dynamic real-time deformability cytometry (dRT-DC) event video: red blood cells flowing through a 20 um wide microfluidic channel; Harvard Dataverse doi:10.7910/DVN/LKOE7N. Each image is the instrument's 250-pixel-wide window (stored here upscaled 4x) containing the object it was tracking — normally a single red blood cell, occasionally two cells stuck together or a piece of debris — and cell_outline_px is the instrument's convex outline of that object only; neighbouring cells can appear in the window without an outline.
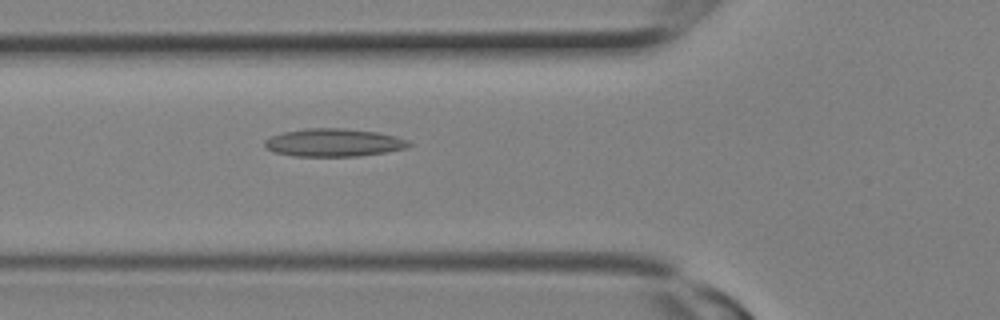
{"species": "Egyptian fruit bat (a non-hibernating species)", "species_latin": "Rousettus aegyptiacus", "temperature_condition": "room temperature", "stored_images_in_passage": 3, "camera_frame_rate_fps": 3000, "um_per_image_px": 0.085, "animal": {"sex": "female"}, "frame": {"image": 1, "passage_image": 3, "time_ms": 0.667, "image_size_px": [1000, 320], "cell_outline_px": [[412, 144], [404, 148], [384, 152], [360, 156], [292, 156], [272, 152], [264, 144], [264, 140], [272, 136], [284, 132], [308, 128], [344, 128], [376, 132], [408, 140]], "centroid_in_image_um": [28.32, 12.12], "position_along_channel_um": 97.5, "area_um2": 23.24}}